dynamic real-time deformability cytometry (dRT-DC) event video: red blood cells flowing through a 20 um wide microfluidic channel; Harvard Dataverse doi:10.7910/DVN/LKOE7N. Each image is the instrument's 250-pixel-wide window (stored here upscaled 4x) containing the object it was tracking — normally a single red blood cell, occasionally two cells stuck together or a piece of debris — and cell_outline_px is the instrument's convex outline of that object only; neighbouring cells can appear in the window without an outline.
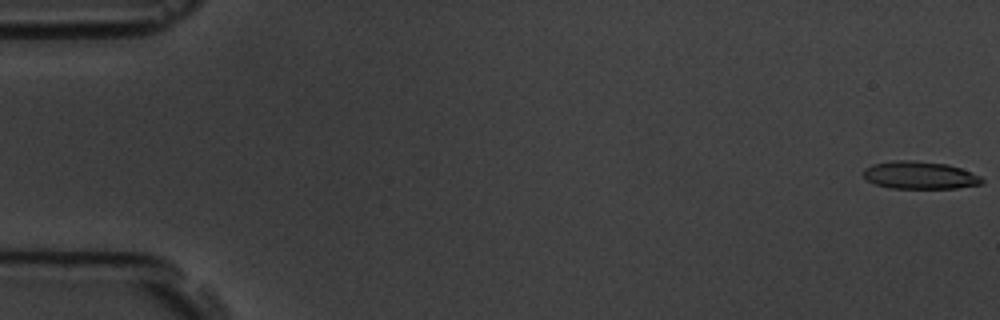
{"species": "common noctule bat (a hibernating species)", "species_latin": "Nyctalus noctula", "temperature_condition": "room temperature", "stored_images_in_passage": 18, "camera_frame_rate_fps": 3000, "um_per_image_px": 0.085, "animal": {"sex": "male", "body_mass_g": 19.5, "forearm_length_mm": 54.6}, "frame": {"image": 1, "passage_image": 1, "time_ms": 0.0, "image_size_px": [1000, 320], "cell_outline_px": [[984, 180], [980, 184], [956, 188], [888, 188], [876, 184], [868, 180], [864, 176], [864, 168], [872, 164], [892, 160], [916, 160], [948, 164], [960, 168], [980, 176]], "centroid_in_image_um": [78.16, 14.88], "position_along_channel_um": 6.8, "area_um2": 19.07}}
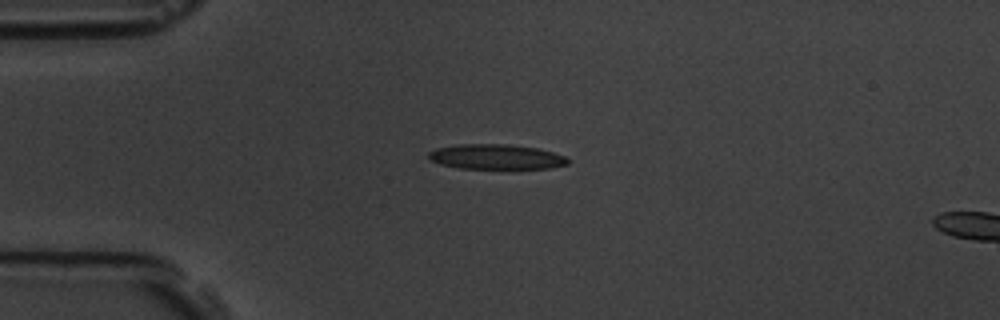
{"frame": {"image": 2, "passage_image": 15, "time_ms": 4.667, "image_size_px": [1000, 320], "cell_outline_px": [[568, 164], [552, 168], [460, 168], [440, 164], [432, 160], [428, 156], [428, 152], [436, 148], [456, 144], [508, 144], [536, 148], [552, 152], [564, 156], [568, 160]], "centroid_in_image_um": [42.15, 13.32], "position_along_channel_um": 42.9, "area_um2": 20.11}}